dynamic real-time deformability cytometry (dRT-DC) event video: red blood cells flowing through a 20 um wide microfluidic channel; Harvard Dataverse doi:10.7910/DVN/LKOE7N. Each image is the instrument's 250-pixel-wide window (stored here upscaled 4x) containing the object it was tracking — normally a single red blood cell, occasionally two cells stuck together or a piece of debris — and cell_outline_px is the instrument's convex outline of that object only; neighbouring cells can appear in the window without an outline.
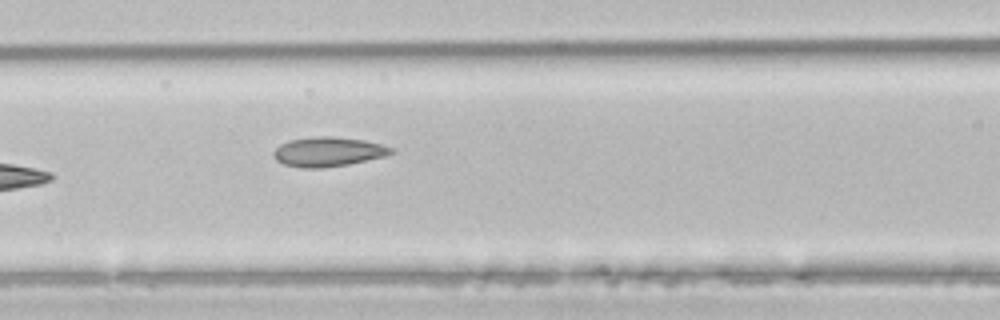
{"species": "common noctule bat (a hibernating species)", "species_latin": "Nyctalus noctula", "temperature_condition": "room temperature", "stored_images_in_passage": 6, "camera_frame_rate_fps": 3000, "um_per_image_px": 0.085, "animal": {"sex": "male", "body_mass_g": 21.5, "forearm_length_mm": 52.0}, "frame": {"image": 1, "passage_image": 6, "time_ms": 1.667, "image_size_px": [1000, 320], "cell_outline_px": [[396, 152], [384, 156], [348, 164], [320, 168], [300, 168], [284, 164], [276, 160], [272, 156], [272, 152], [280, 144], [288, 140], [312, 136], [332, 136], [364, 140], [396, 148]], "centroid_in_image_um": [27.87, 12.89], "position_along_channel_um": 138.7, "area_um2": 20.4}}